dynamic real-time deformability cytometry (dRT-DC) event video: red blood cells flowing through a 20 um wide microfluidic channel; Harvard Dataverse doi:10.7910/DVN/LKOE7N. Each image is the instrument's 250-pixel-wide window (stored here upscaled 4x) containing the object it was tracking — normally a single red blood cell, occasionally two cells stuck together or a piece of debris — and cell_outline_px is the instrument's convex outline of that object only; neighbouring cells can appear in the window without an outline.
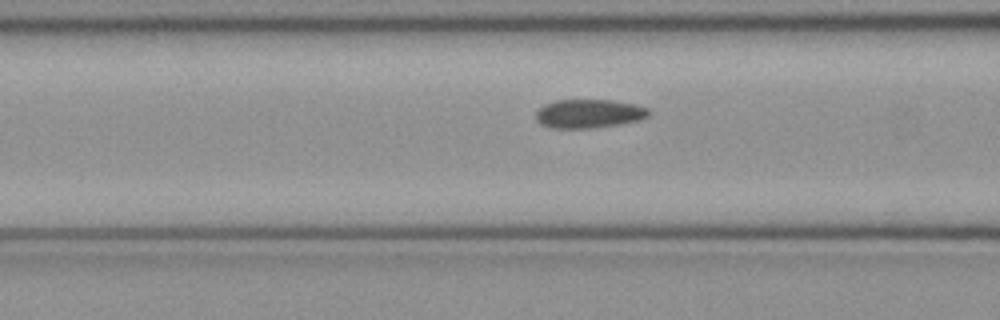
{"species": "common noctule bat (a hibernating species)", "species_latin": "Nyctalus noctula", "temperature_condition": "cold", "stored_images_in_passage": 48, "camera_frame_rate_fps": 3000, "um_per_image_px": 0.085, "animal": {"sex": "female", "body_mass_g": 21.9}, "frame": {"image": 1, "passage_image": 17, "time_ms": 5.333, "image_size_px": [1000, 320], "cell_outline_px": [[652, 112], [648, 116], [640, 120], [620, 124], [592, 128], [552, 128], [540, 124], [536, 120], [536, 112], [544, 104], [556, 100], [616, 100], [636, 104], [648, 108]], "centroid_in_image_um": [50.09, 9.65], "position_along_channel_um": 116.5, "area_um2": 19.13}}
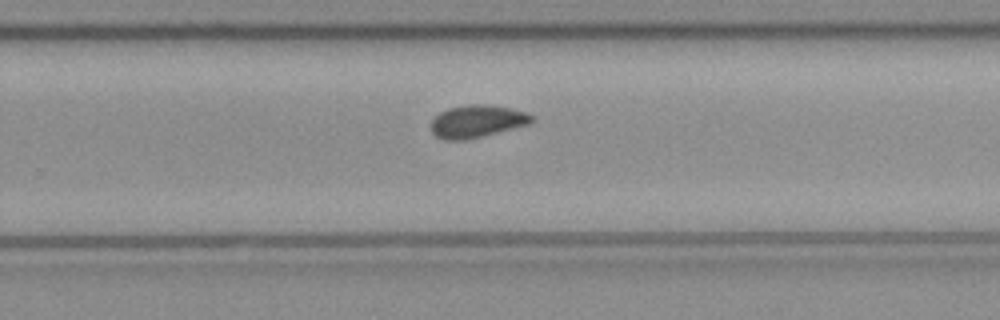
{"frame": {"image": 2, "passage_image": 30, "time_ms": 9.667, "image_size_px": [1000, 320], "cell_outline_px": [[536, 120], [528, 124], [480, 136], [460, 140], [444, 140], [436, 136], [432, 132], [432, 120], [440, 112], [448, 108], [468, 104], [488, 104], [512, 108], [524, 112], [532, 116]], "centroid_in_image_um": [40.53, 10.29], "position_along_channel_um": 289.3, "area_um2": 18.79}}
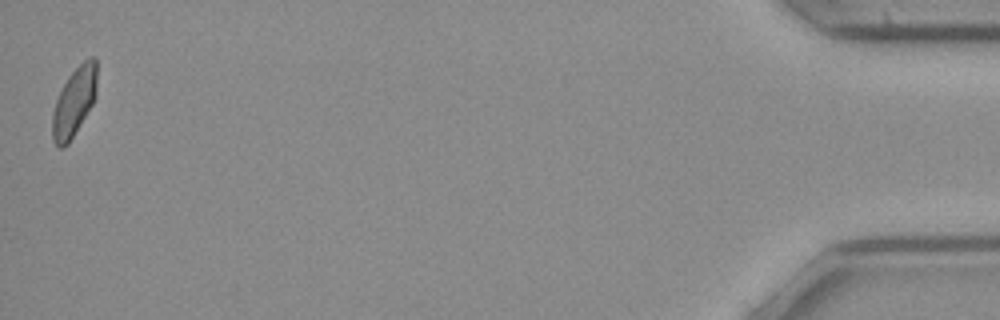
{"frame": {"image": 3, "passage_image": 48, "time_ms": 15.667, "image_size_px": [1000, 320], "cell_outline_px": [[96, 96], [92, 104], [68, 144], [64, 148], [60, 148], [52, 140], [52, 112], [56, 100], [68, 76], [88, 56], [96, 56]], "centroid_in_image_um": [6.3, 8.65], "position_along_channel_um": 428.9, "area_um2": 17.74}, "authors_computed_cell_mechanics": {"area_um2": 19.0162, "velocity_mm_per_s": 3.9828, "shape_relaxation_time_tau1_ms": null, "shape_relaxation_time_tau2_ms": 1.4947, "deformation_change_tau1": null, "deformation_change_tau2": 0.0593}}